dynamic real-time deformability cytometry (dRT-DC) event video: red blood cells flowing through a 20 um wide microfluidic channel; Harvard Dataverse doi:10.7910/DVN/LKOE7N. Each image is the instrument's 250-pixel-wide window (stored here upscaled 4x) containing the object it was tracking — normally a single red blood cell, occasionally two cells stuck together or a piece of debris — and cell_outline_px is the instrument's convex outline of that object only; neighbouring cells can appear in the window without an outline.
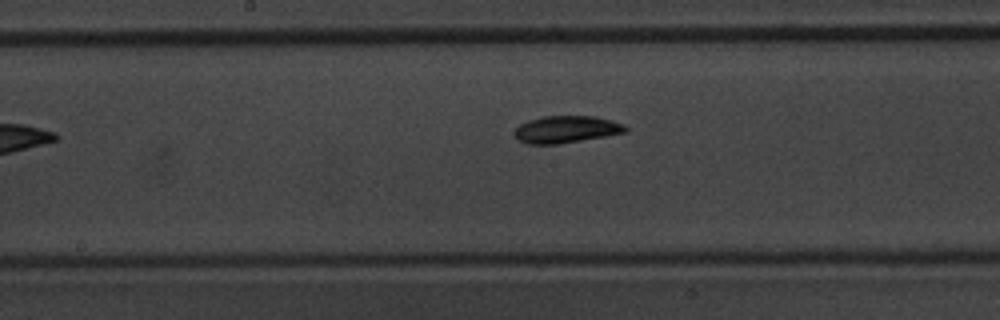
{"species": "common noctule bat (a hibernating species)", "species_latin": "Nyctalus noctula", "temperature_condition": "warm", "stored_images_in_passage": 8, "camera_frame_rate_fps": 3000, "um_per_image_px": 0.085, "animal": {"sex": "male", "body_mass_g": 20.1, "forearm_length_mm": 53.5}, "frame": {"image": 1, "passage_image": 7, "time_ms": 7.333, "image_size_px": [1000, 320], "cell_outline_px": [[628, 132], [560, 144], [528, 144], [520, 140], [512, 132], [520, 124], [528, 120], [544, 116], [596, 116], [612, 120], [624, 124], [628, 128]], "centroid_in_image_um": [48.16, 10.99], "position_along_channel_um": 200.0, "area_um2": 17.63}}